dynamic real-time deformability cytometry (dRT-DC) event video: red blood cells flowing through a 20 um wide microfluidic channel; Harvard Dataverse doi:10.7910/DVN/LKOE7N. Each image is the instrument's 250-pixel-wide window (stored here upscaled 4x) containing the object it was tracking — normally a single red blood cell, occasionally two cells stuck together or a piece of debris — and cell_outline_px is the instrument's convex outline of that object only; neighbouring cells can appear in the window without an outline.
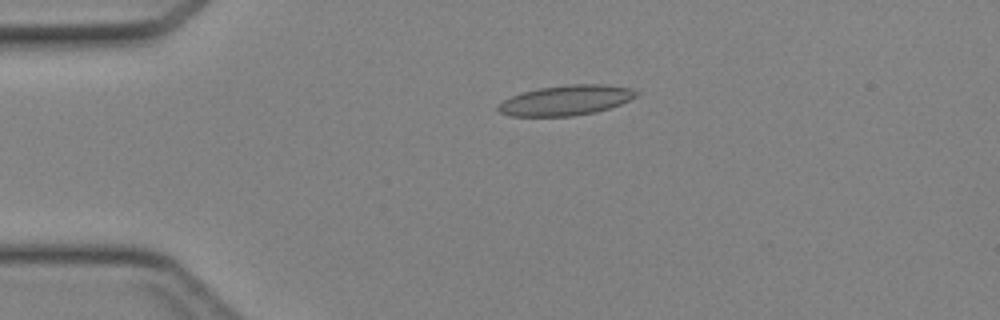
{"species": "Egyptian fruit bat (a non-hibernating species)", "species_latin": "Rousettus aegyptiacus", "temperature_condition": "cold", "stored_images_in_passage": 41, "camera_frame_rate_fps": 3000, "um_per_image_px": 0.085, "animal": {"sex": "female"}, "frame": {"image": 1, "passage_image": 7, "time_ms": 2.0, "image_size_px": [1000, 320], "cell_outline_px": [[640, 92], [636, 96], [620, 104], [596, 112], [572, 116], [508, 116], [500, 112], [496, 108], [504, 100], [520, 92], [540, 88], [568, 84], [604, 84], [632, 88]], "centroid_in_image_um": [48.11, 8.52], "position_along_channel_um": 36.9, "area_um2": 24.22}}
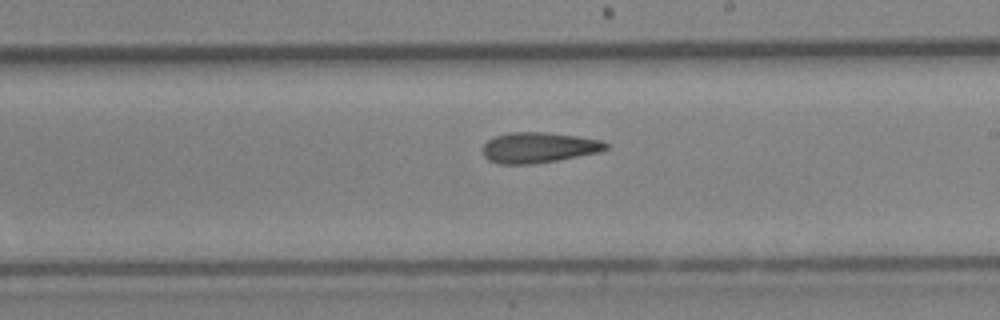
{"frame": {"image": 2, "passage_image": 23, "time_ms": 7.333, "image_size_px": [1000, 320], "cell_outline_px": [[608, 148], [600, 152], [556, 160], [532, 164], [500, 164], [488, 160], [484, 156], [480, 148], [488, 140], [496, 136], [508, 132], [544, 132], [576, 136], [600, 140], [608, 144]], "centroid_in_image_um": [45.74, 12.54], "position_along_channel_um": 243.3, "area_um2": 21.91}}
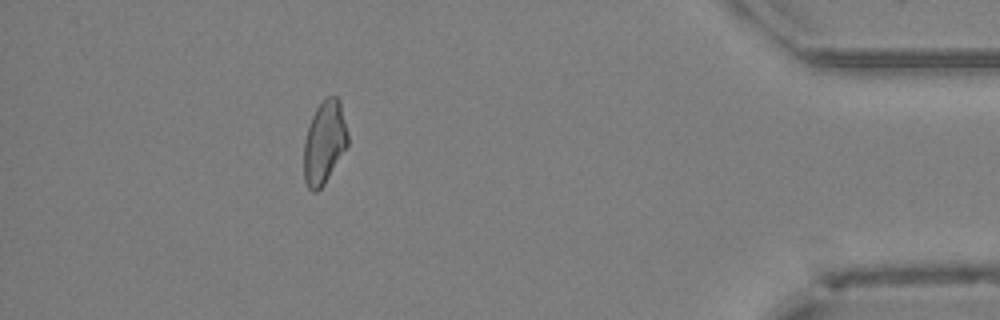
{"frame": {"image": 3, "passage_image": 37, "time_ms": 12.0, "image_size_px": [1000, 320], "cell_outline_px": [[348, 144], [324, 184], [316, 192], [312, 192], [308, 188], [304, 180], [304, 140], [312, 116], [316, 108], [328, 96], [336, 96], [340, 100], [348, 132]], "centroid_in_image_um": [27.57, 12.1], "position_along_channel_um": 407.6, "area_um2": 21.1}}